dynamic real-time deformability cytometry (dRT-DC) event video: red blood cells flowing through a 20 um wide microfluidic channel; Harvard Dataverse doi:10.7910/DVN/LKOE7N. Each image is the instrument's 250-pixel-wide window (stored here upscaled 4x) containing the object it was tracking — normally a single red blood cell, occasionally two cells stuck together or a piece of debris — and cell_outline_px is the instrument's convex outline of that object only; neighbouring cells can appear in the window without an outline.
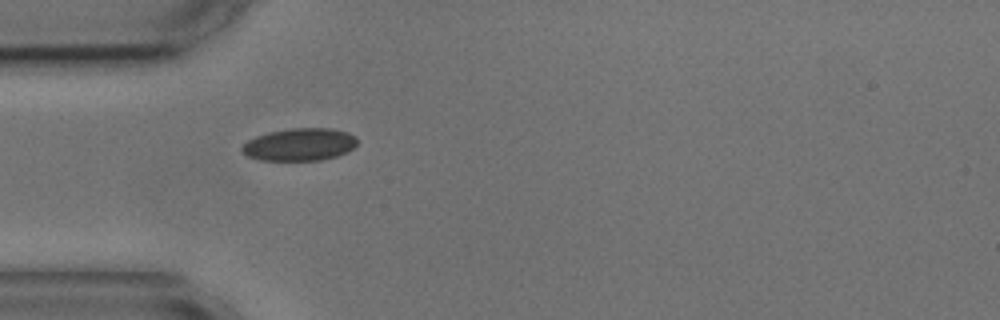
{"species": "common noctule bat (a hibernating species)", "species_latin": "Nyctalus noctula", "temperature_condition": "cold", "stored_images_in_passage": 6, "camera_frame_rate_fps": 3000, "um_per_image_px": 0.085, "animal": {"sex": "male", "body_mass_g": 17.9, "forearm_length_mm": 54.2}, "frame": {"image": 1, "passage_image": 5, "time_ms": 5.0, "image_size_px": [1000, 320], "cell_outline_px": [[356, 144], [352, 148], [336, 156], [320, 160], [260, 160], [248, 156], [240, 152], [240, 148], [248, 140], [256, 136], [268, 132], [292, 128], [332, 128], [348, 132], [356, 136]], "centroid_in_image_um": [25.44, 12.27], "position_along_channel_um": 59.6, "area_um2": 21.79}}